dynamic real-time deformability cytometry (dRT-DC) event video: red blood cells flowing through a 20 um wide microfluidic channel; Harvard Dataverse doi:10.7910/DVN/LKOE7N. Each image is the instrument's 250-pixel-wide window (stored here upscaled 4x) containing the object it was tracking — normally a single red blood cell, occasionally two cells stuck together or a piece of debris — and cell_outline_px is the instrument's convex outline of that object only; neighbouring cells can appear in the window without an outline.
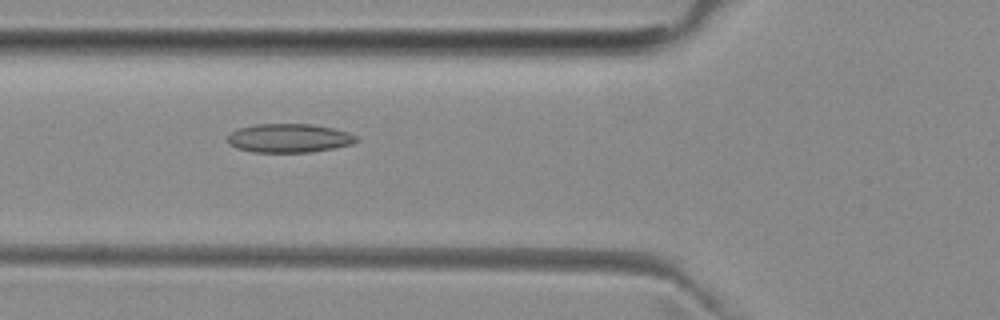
{"species": "common noctule bat (a hibernating species)", "species_latin": "Nyctalus noctula", "temperature_condition": "room temperature", "stored_images_in_passage": 29, "camera_frame_rate_fps": 3000, "um_per_image_px": 0.085, "animal": {"sex": "female", "body_mass_g": 29.2, "forearm_length_mm": 56.3}, "frame": {"image": 1, "passage_image": 4, "time_ms": 1.0, "image_size_px": [1000, 320], "cell_outline_px": [[360, 140], [352, 144], [336, 148], [312, 152], [252, 152], [236, 148], [228, 144], [228, 136], [232, 132], [240, 128], [256, 124], [312, 124], [332, 128], [348, 132], [356, 136]], "centroid_in_image_um": [24.6, 11.75], "position_along_channel_um": 101.2, "area_um2": 21.68}}
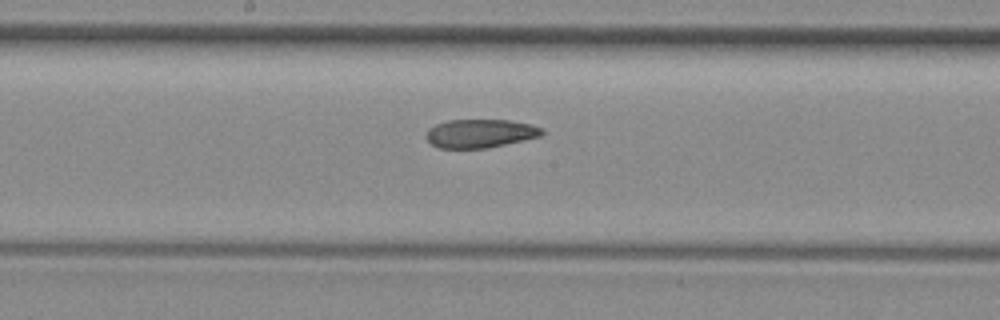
{"frame": {"image": 2, "passage_image": 12, "time_ms": 3.667, "image_size_px": [1000, 320], "cell_outline_px": [[544, 132], [540, 136], [504, 144], [484, 148], [440, 148], [432, 144], [424, 136], [428, 128], [436, 124], [448, 120], [508, 120], [532, 124], [544, 128]], "centroid_in_image_um": [40.8, 11.33], "position_along_channel_um": 207.4, "area_um2": 19.19}}
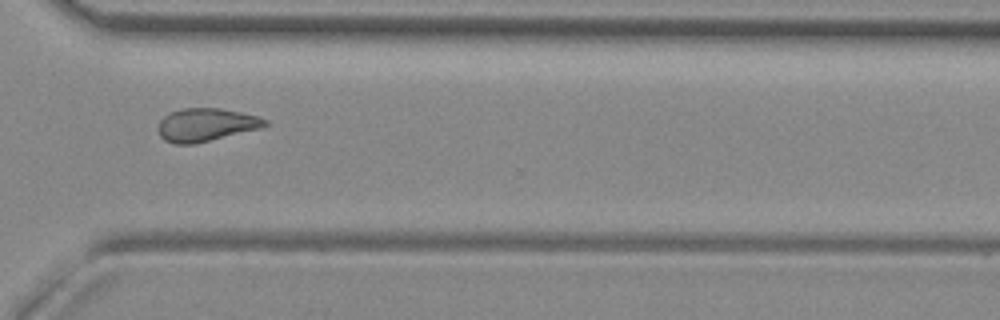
{"frame": {"image": 3, "passage_image": 23, "time_ms": 7.333, "image_size_px": [1000, 320], "cell_outline_px": [[268, 124], [260, 128], [192, 144], [172, 144], [164, 140], [160, 136], [156, 128], [160, 120], [164, 116], [172, 112], [184, 108], [220, 108], [240, 112], [256, 116], [268, 120]], "centroid_in_image_um": [17.46, 10.61], "position_along_channel_um": 353.1, "area_um2": 20.4}, "authors_computed_cell_mechanics": {"area_um2": 19.941, "velocity_mm_per_s": 3.9702, "shape_relaxation_time_tau1_ms": null, "shape_relaxation_time_tau2_ms": 5.8053, "deformation_change_tau1": null, "deformation_change_tau2": 0.1152}}